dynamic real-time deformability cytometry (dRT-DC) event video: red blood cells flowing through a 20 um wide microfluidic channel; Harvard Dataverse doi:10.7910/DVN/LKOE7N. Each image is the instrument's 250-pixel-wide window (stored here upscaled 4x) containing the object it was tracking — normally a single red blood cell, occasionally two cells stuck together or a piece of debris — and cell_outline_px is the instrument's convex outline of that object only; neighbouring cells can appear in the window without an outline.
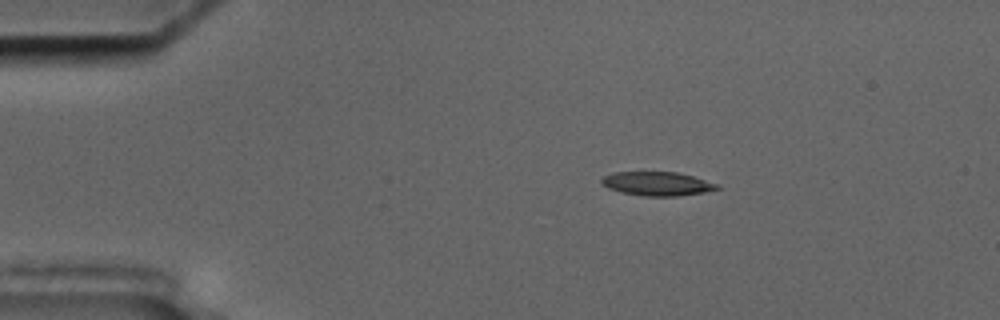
{"species": "common noctule bat (a hibernating species)", "species_latin": "Nyctalus noctula", "temperature_condition": "cold", "stored_images_in_passage": 47, "camera_frame_rate_fps": 3000, "um_per_image_px": 0.085, "animal": {"sex": "male", "body_mass_g": 17.5, "forearm_length_mm": 52.3}, "frame": {"image": 1, "passage_image": 1, "time_ms": 0.0, "image_size_px": [1000, 320], "cell_outline_px": [[720, 188], [704, 192], [676, 196], [644, 196], [620, 192], [608, 188], [600, 184], [600, 180], [604, 176], [612, 172], [676, 172], [692, 176], [720, 184]], "centroid_in_image_um": [55.83, 15.61], "position_along_channel_um": 29.2, "area_um2": 16.13}}
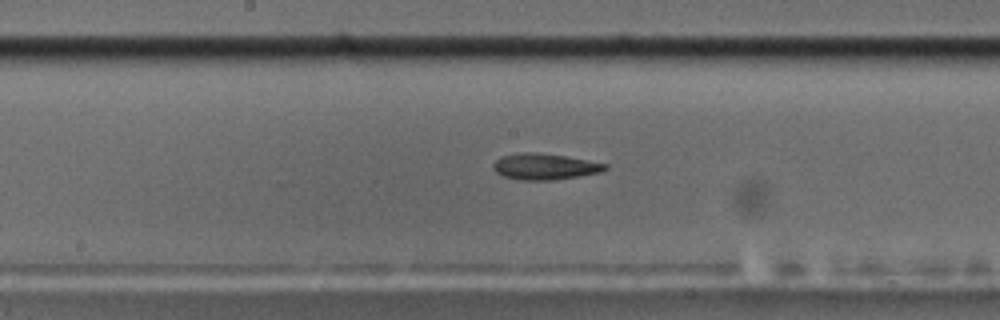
{"frame": {"image": 2, "passage_image": 20, "time_ms": 6.333, "image_size_px": [1000, 320], "cell_outline_px": [[608, 168], [600, 172], [580, 176], [552, 180], [520, 180], [504, 176], [496, 172], [492, 168], [492, 164], [500, 156], [524, 152], [536, 152], [564, 156], [608, 164]], "centroid_in_image_um": [46.27, 14.16], "position_along_channel_um": 201.9, "area_um2": 16.99}}
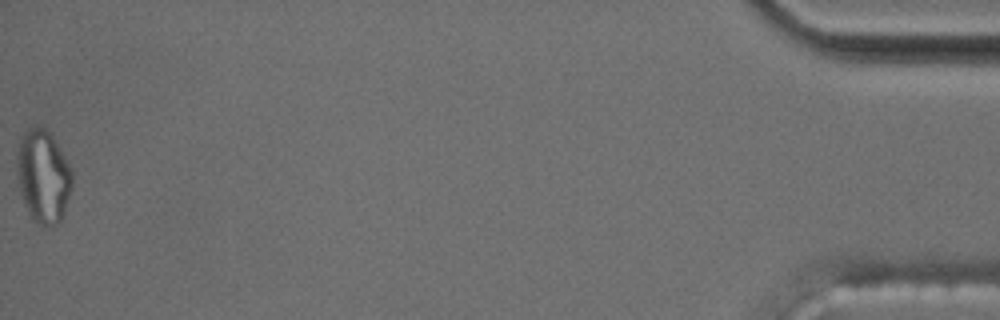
{"frame": {"image": 3, "passage_image": 47, "time_ms": 15.333, "image_size_px": [1000, 320], "cell_outline_px": [[72, 188], [60, 220], [56, 224], [48, 228], [32, 220], [20, 192], [16, 176], [16, 152], [20, 136], [28, 128], [44, 128], [48, 132], [72, 168]], "centroid_in_image_um": [3.64, 15.0], "position_along_channel_um": 431.6, "area_um2": 29.88}, "authors_computed_cell_mechanics": {"area_um2": 17.1088, "velocity_mm_per_s": 3.6252, "shape_relaxation_time_tau1_ms": null, "shape_relaxation_time_tau2_ms": 3.9212, "deformation_change_tau1": null, "deformation_change_tau2": 0.1385}}